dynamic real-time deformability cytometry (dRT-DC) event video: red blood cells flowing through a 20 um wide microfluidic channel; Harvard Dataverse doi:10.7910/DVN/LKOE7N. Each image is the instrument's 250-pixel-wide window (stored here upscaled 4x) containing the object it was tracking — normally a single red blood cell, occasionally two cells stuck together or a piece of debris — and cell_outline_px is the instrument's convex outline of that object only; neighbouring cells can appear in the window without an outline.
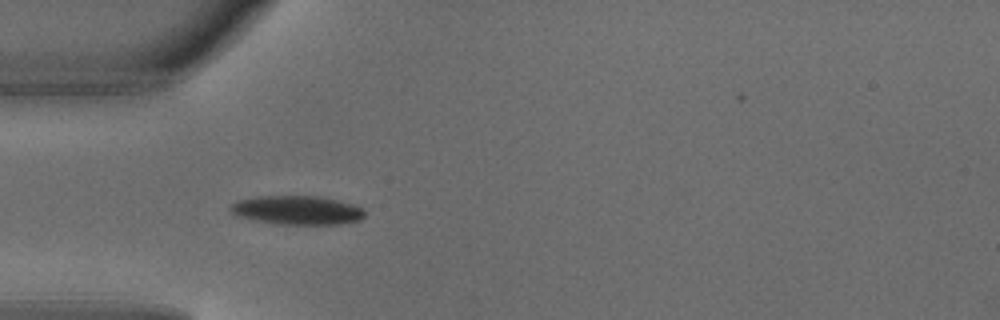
{"species": "common noctule bat (a hibernating species)", "species_latin": "Nyctalus noctula", "temperature_condition": "warm", "stored_images_in_passage": 5, "camera_frame_rate_fps": 3000, "um_per_image_px": 0.085, "animal": {"sex": "male", "body_mass_g": 18.8}, "frame": {"image": 1, "passage_image": 3, "time_ms": 0.667, "image_size_px": [1000, 320], "cell_outline_px": [[364, 216], [360, 220], [340, 224], [280, 224], [256, 220], [236, 216], [228, 208], [236, 200], [256, 196], [316, 196], [336, 200], [352, 204], [364, 208]], "centroid_in_image_um": [25.23, 17.86], "position_along_channel_um": 59.8, "area_um2": 22.54}}
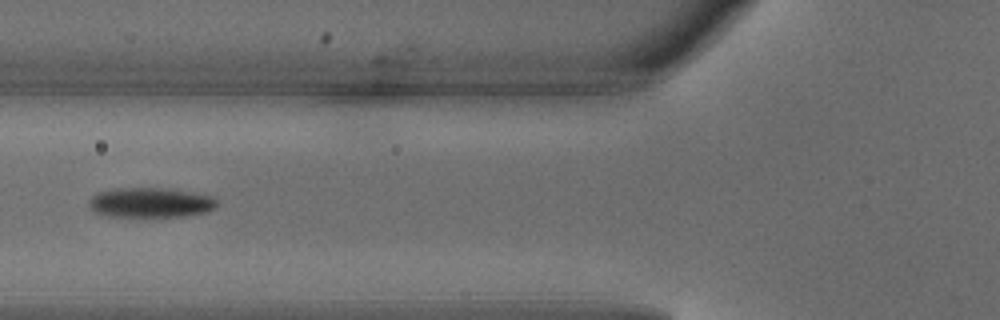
{"frame": {"image": 2, "passage_image": 4, "time_ms": 1.0, "image_size_px": [1000, 320], "cell_outline_px": [[216, 208], [208, 212], [188, 216], [100, 216], [92, 212], [88, 204], [88, 200], [96, 192], [116, 188], [164, 188], [192, 192], [216, 196]], "centroid_in_image_um": [12.77, 17.22], "position_along_channel_um": 113.0, "area_um2": 22.72}}
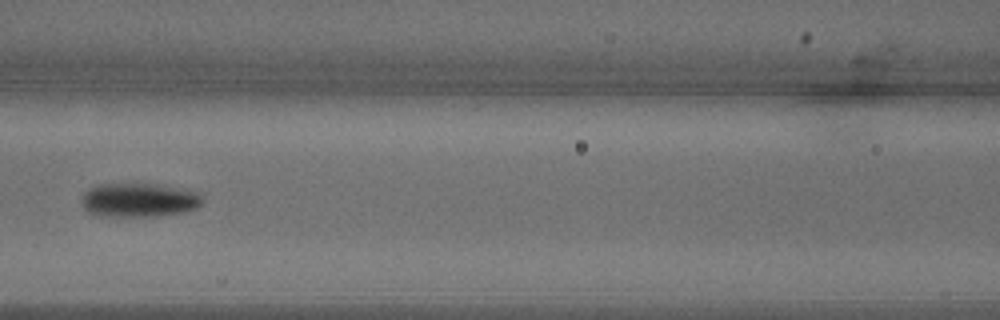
{"frame": {"image": 3, "passage_image": 5, "time_ms": 1.333, "image_size_px": [1000, 320], "cell_outline_px": [[204, 200], [196, 208], [184, 212], [156, 216], [96, 216], [88, 212], [84, 208], [84, 192], [88, 188], [100, 184], [156, 184], [200, 192]], "centroid_in_image_um": [11.84, 17.01], "position_along_channel_um": 154.8, "area_um2": 23.87}}